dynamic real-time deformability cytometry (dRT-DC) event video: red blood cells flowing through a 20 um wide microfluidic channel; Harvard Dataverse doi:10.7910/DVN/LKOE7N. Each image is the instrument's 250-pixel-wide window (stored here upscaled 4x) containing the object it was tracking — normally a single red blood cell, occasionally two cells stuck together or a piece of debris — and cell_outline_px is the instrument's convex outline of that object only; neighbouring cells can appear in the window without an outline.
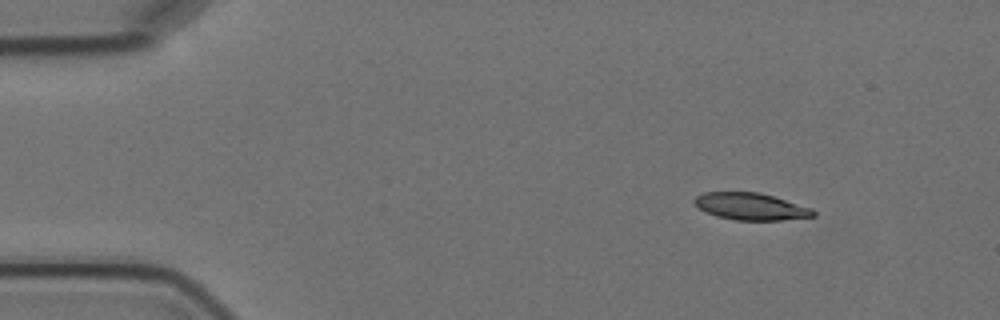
{"species": "Egyptian fruit bat (a non-hibernating species)", "species_latin": "Rousettus aegyptiacus", "temperature_condition": "cold", "stored_images_in_passage": 4, "camera_frame_rate_fps": 3000, "um_per_image_px": 0.085, "animal": {"sex": "female"}, "frame": {"image": 1, "passage_image": 1, "time_ms": 0.0, "image_size_px": [1000, 320], "cell_outline_px": [[816, 216], [784, 220], [732, 220], [716, 216], [700, 208], [692, 200], [696, 196], [704, 192], [760, 192], [812, 208], [816, 212]], "centroid_in_image_um": [63.84, 17.55], "position_along_channel_um": 21.2, "area_um2": 18.73}}
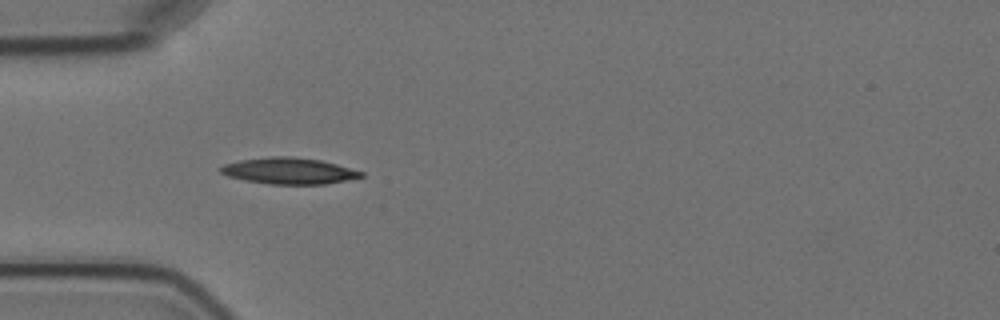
{"frame": {"image": 2, "passage_image": 3, "time_ms": 3.333, "image_size_px": [1000, 320], "cell_outline_px": [[364, 176], [324, 184], [268, 184], [228, 176], [220, 172], [216, 168], [224, 164], [240, 160], [272, 156], [292, 156], [320, 160], [336, 164], [364, 172]], "centroid_in_image_um": [24.52, 14.51], "position_along_channel_um": 60.5, "area_um2": 21.39}}
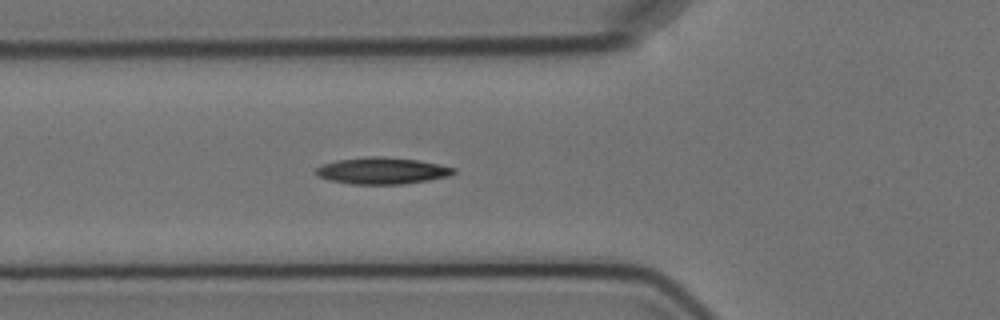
{"frame": {"image": 3, "passage_image": 4, "time_ms": 4.333, "image_size_px": [1000, 320], "cell_outline_px": [[456, 172], [448, 176], [428, 180], [404, 184], [352, 184], [328, 180], [320, 176], [316, 172], [316, 168], [324, 164], [336, 160], [368, 156], [384, 156], [416, 160], [440, 164], [456, 168]], "centroid_in_image_um": [32.5, 14.51], "position_along_channel_um": 93.3, "area_um2": 21.33}}